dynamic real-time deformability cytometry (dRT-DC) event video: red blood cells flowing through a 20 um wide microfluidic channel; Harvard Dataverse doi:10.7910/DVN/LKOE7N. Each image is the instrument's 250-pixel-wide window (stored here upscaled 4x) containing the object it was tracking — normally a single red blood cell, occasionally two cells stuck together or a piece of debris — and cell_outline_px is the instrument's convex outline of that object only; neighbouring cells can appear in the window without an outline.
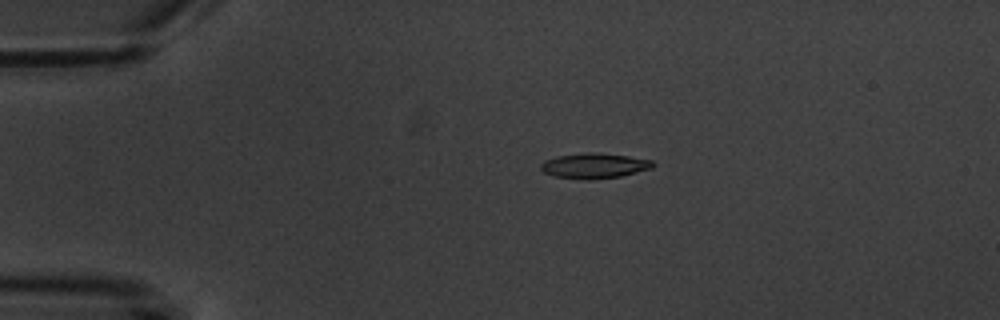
{"species": "common noctule bat (a hibernating species)", "species_latin": "Nyctalus noctula", "temperature_condition": "warm", "stored_images_in_passage": 4, "camera_frame_rate_fps": 3000, "um_per_image_px": 0.085, "animal": {"sex": "male", "body_mass_g": 20.1, "forearm_length_mm": 53.5}, "frame": {"image": 1, "passage_image": 2, "time_ms": 1.333, "image_size_px": [1000, 320], "cell_outline_px": [[656, 164], [652, 168], [620, 176], [588, 180], [556, 176], [544, 172], [540, 168], [540, 164], [544, 160], [556, 156], [588, 152], [592, 152], [628, 156], [652, 160]], "centroid_in_image_um": [50.51, 14.08], "position_along_channel_um": 34.5, "area_um2": 16.36}}
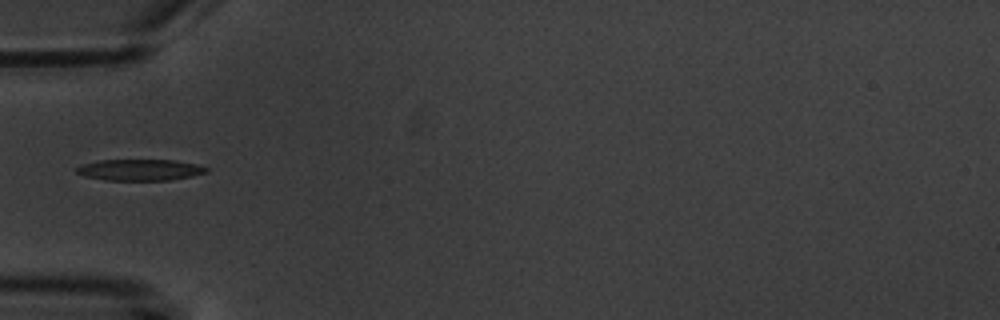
{"frame": {"image": 2, "passage_image": 4, "time_ms": 3.667, "image_size_px": [1000, 320], "cell_outline_px": [[208, 172], [192, 176], [168, 180], [104, 180], [84, 176], [76, 172], [76, 168], [80, 164], [100, 160], [176, 160], [196, 164], [208, 168]], "centroid_in_image_um": [11.87, 14.43], "position_along_channel_um": 73.1, "area_um2": 16.13}}